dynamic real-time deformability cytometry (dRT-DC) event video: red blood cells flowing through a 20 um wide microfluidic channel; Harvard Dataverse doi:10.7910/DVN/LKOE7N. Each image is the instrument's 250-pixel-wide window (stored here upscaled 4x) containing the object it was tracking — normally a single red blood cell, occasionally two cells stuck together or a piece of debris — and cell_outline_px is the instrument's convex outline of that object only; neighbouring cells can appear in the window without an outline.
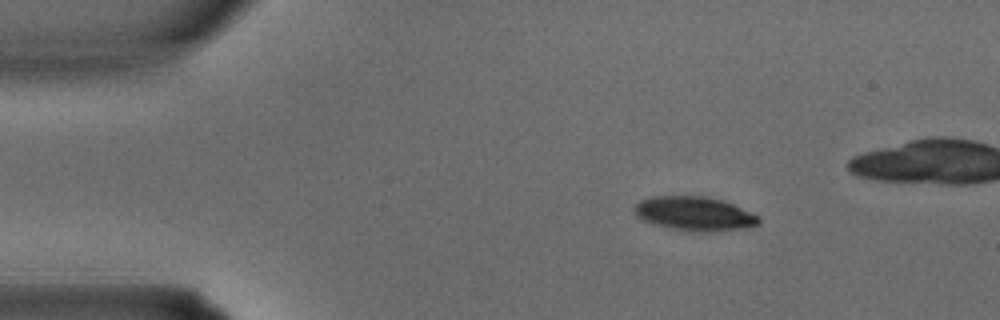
{"species": "common noctule bat (a hibernating species)", "species_latin": "Nyctalus noctula", "temperature_condition": "warm", "stored_images_in_passage": 5, "camera_frame_rate_fps": 3000, "um_per_image_px": 0.085, "animal": {"sex": "male", "body_mass_g": 15.6}, "frame": {"image": 1, "passage_image": 2, "time_ms": 0.333, "image_size_px": [1000, 320], "cell_outline_px": [[760, 224], [748, 228], [672, 228], [656, 224], [644, 220], [636, 216], [632, 208], [640, 200], [652, 196], [704, 196], [724, 200], [760, 216]], "centroid_in_image_um": [59.01, 18.09], "position_along_channel_um": 26.0, "area_um2": 23.58}}